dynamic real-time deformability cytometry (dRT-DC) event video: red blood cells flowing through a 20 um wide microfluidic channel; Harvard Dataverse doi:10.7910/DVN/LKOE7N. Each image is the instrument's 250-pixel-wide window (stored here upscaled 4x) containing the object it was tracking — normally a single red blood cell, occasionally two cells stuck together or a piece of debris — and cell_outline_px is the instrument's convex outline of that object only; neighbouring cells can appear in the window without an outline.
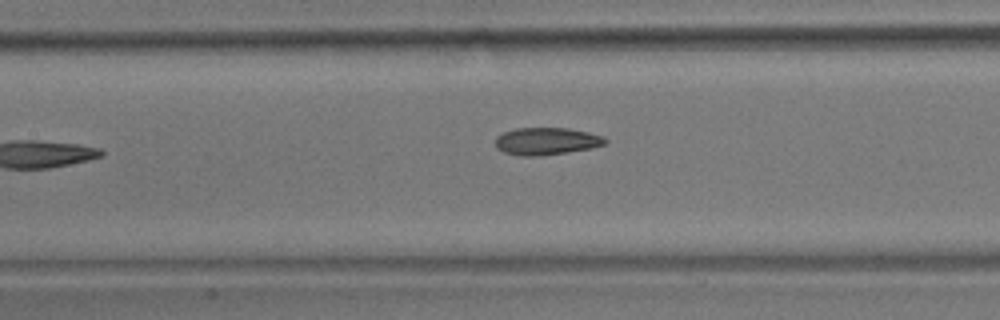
{"species": "common noctule bat (a hibernating species)", "species_latin": "Nyctalus noctula", "temperature_condition": "room temperature", "stored_images_in_passage": 8, "camera_frame_rate_fps": 3000, "um_per_image_px": 0.085, "animal": {"sex": "male", "body_mass_g": 17.9}, "frame": {"image": 1, "passage_image": 7, "time_ms": 2.0, "image_size_px": [1000, 320], "cell_outline_px": [[608, 144], [592, 148], [536, 156], [520, 156], [504, 152], [496, 148], [496, 136], [504, 132], [516, 128], [568, 128], [588, 132], [604, 136], [608, 140]], "centroid_in_image_um": [46.47, 11.99], "position_along_channel_um": 160.9, "area_um2": 17.51}}
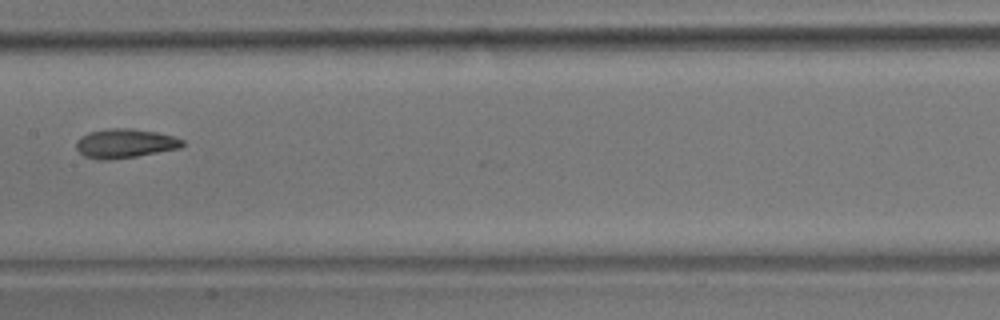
{"frame": {"image": 2, "passage_image": 8, "time_ms": 2.333, "image_size_px": [1000, 320], "cell_outline_px": [[184, 144], [180, 148], [136, 156], [108, 160], [96, 160], [84, 156], [76, 148], [76, 140], [80, 136], [88, 132], [112, 128], [132, 128], [156, 132], [172, 136], [184, 140]], "centroid_in_image_um": [10.58, 12.19], "position_along_channel_um": 196.8, "area_um2": 18.09}}